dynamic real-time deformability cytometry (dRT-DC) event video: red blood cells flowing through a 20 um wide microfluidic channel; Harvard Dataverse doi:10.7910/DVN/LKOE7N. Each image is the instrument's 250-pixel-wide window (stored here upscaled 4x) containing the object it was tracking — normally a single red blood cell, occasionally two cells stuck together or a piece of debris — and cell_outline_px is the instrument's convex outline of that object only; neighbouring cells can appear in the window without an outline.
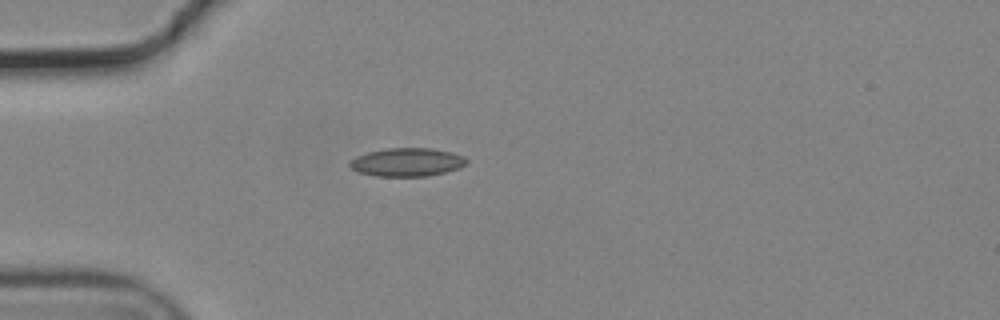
{"species": "common noctule bat (a hibernating species)", "species_latin": "Nyctalus noctula", "temperature_condition": "cold", "stored_images_in_passage": 35, "camera_frame_rate_fps": 3000, "um_per_image_px": 0.085, "animal": {"sex": "male", "body_mass_g": 19.2, "forearm_length_mm": 51.8}, "frame": {"image": 1, "passage_image": 2, "time_ms": 0.333, "image_size_px": [1000, 320], "cell_outline_px": [[468, 160], [460, 168], [428, 176], [376, 176], [360, 172], [352, 168], [348, 164], [356, 156], [368, 152], [384, 148], [432, 148], [452, 152], [464, 156]], "centroid_in_image_um": [34.61, 13.77], "position_along_channel_um": 50.4, "area_um2": 19.25}}
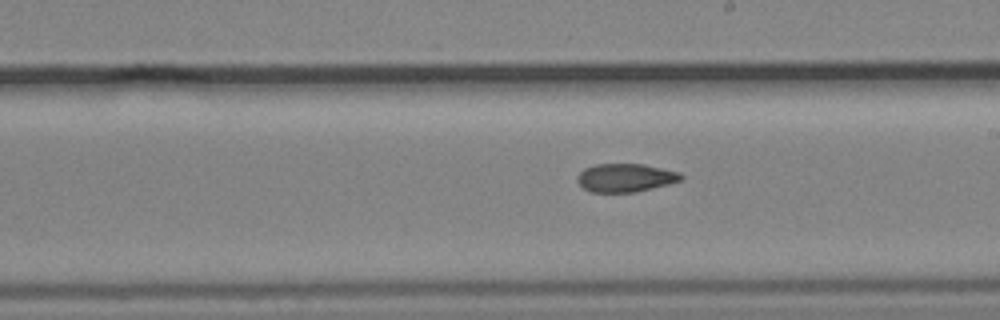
{"frame": {"image": 2, "passage_image": 18, "time_ms": 5.667, "image_size_px": [1000, 320], "cell_outline_px": [[684, 176], [680, 180], [668, 184], [636, 192], [592, 192], [584, 188], [576, 180], [576, 176], [584, 168], [596, 164], [644, 164], [680, 172]], "centroid_in_image_um": [53.15, 15.1], "position_along_channel_um": 235.8, "area_um2": 17.11}}
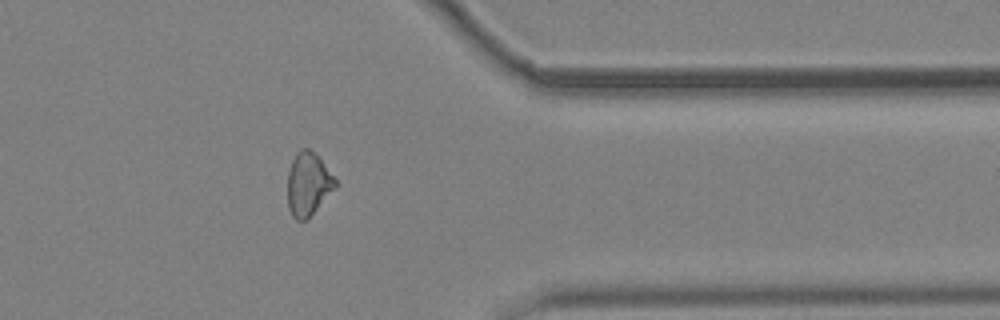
{"frame": {"image": 3, "passage_image": 31, "time_ms": 10.0, "image_size_px": [1000, 320], "cell_outline_px": [[336, 188], [308, 220], [296, 220], [292, 216], [288, 208], [288, 172], [292, 160], [296, 152], [300, 148], [308, 148], [320, 160], [336, 180]], "centroid_in_image_um": [26.18, 15.69], "position_along_channel_um": 385.2, "area_um2": 17.57}, "authors_computed_cell_mechanics": {"area_um2": 17.9758, "velocity_mm_per_s": 3.7304, "shape_relaxation_time_tau1_ms": null, "shape_relaxation_time_tau2_ms": 7.7998, "deformation_change_tau1": null, "deformation_change_tau2": 0.1241}}